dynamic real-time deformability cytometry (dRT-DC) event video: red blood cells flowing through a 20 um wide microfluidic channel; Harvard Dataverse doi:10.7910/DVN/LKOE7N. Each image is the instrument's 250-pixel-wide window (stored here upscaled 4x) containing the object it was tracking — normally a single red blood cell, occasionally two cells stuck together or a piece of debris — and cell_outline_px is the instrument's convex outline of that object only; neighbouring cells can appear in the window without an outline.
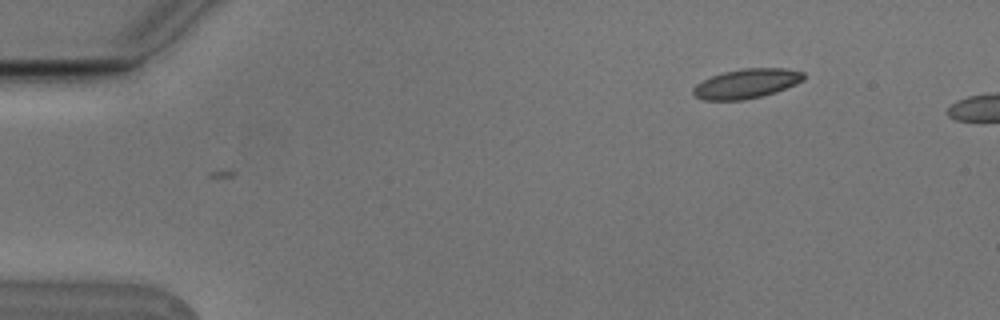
{"species": "Egyptian fruit bat (a non-hibernating species)", "species_latin": "Rousettus aegyptiacus", "temperature_condition": "cold", "stored_images_in_passage": 4, "camera_frame_rate_fps": 3000, "um_per_image_px": 0.085, "animal": {"sex": "male"}, "frame": {"image": 1, "passage_image": 4, "time_ms": 1.0, "image_size_px": [1000, 320], "cell_outline_px": [[804, 80], [796, 84], [776, 92], [744, 100], [704, 100], [696, 96], [692, 92], [692, 88], [696, 84], [712, 76], [724, 72], [744, 68], [784, 68], [804, 72]], "centroid_in_image_um": [63.46, 7.1], "position_along_channel_um": 21.5, "area_um2": 18.9}}